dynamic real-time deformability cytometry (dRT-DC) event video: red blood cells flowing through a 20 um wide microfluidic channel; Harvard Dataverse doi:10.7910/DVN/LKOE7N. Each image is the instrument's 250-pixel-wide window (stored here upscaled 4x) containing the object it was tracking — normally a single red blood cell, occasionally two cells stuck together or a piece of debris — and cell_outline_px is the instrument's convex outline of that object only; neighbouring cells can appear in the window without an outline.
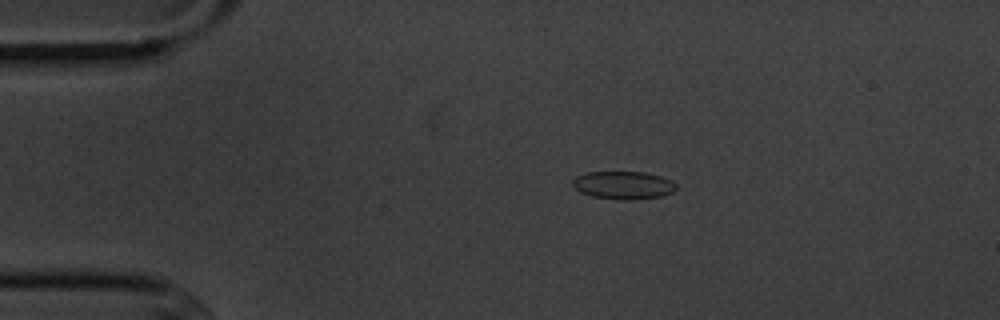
{"species": "common noctule bat (a hibernating species)", "species_latin": "Nyctalus noctula", "temperature_condition": "cold", "stored_images_in_passage": 4, "camera_frame_rate_fps": 3000, "um_per_image_px": 0.085, "animal": {"sex": "male", "body_mass_g": 20.1, "forearm_length_mm": 53.5}, "frame": {"image": 1, "passage_image": 2, "time_ms": 1.333, "image_size_px": [1000, 320], "cell_outline_px": [[676, 188], [672, 192], [664, 196], [632, 200], [620, 200], [592, 196], [580, 192], [572, 184], [572, 180], [576, 176], [588, 172], [644, 172], [660, 176], [672, 180], [676, 184]], "centroid_in_image_um": [53.0, 15.74], "position_along_channel_um": 32.0, "area_um2": 16.94}}